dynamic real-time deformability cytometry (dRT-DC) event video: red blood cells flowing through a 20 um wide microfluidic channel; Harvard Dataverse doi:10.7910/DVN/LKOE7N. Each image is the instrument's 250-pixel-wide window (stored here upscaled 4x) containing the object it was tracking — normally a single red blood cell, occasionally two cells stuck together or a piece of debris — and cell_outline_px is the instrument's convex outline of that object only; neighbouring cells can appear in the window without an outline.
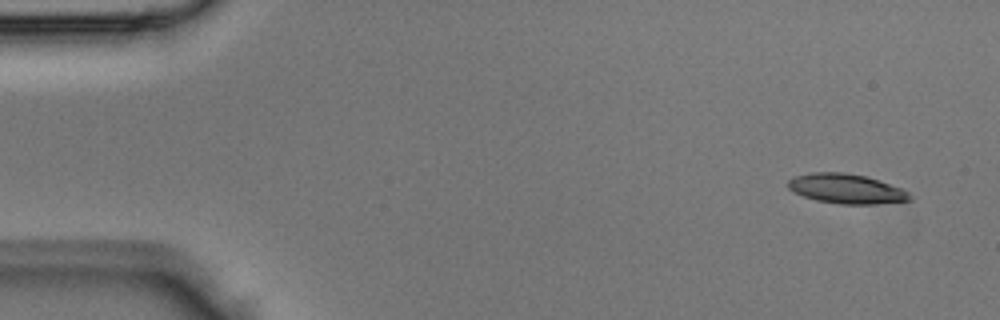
{"species": "Egyptian fruit bat (a non-hibernating species)", "species_latin": "Rousettus aegyptiacus", "temperature_condition": "room temperature", "stored_images_in_passage": 4, "camera_frame_rate_fps": 3000, "um_per_image_px": 0.085, "animal": {"sex": "male"}, "frame": {"image": 1, "passage_image": 1, "time_ms": 0.0, "image_size_px": [1000, 320], "cell_outline_px": [[912, 200], [876, 204], [840, 204], [816, 200], [804, 196], [788, 188], [788, 180], [792, 176], [812, 172], [844, 172], [864, 176], [904, 188], [912, 196]], "centroid_in_image_um": [71.95, 16.04], "position_along_channel_um": 13.0, "area_um2": 21.1}}